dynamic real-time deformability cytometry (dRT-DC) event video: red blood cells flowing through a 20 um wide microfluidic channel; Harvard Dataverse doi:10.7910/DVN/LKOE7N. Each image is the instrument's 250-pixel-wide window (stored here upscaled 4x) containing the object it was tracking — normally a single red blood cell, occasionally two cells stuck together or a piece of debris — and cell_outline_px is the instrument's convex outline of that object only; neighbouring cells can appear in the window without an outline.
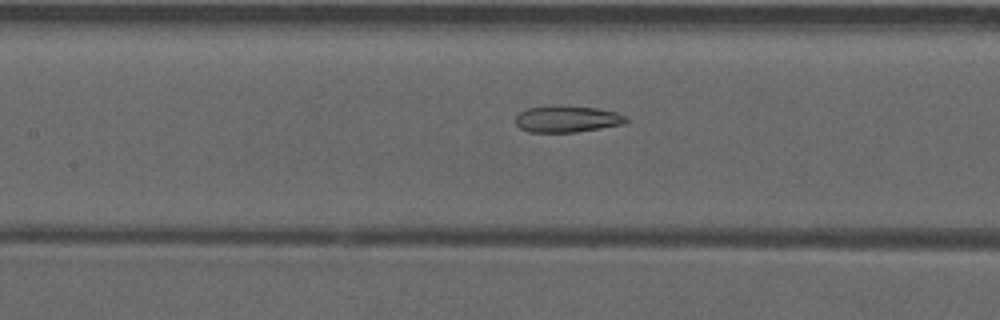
{"species": "common noctule bat (a hibernating species)", "species_latin": "Nyctalus noctula", "temperature_condition": "warm", "stored_images_in_passage": 45, "camera_frame_rate_fps": 3000, "um_per_image_px": 0.085, "animal": {"sex": "male", "forearm_length_mm": 52.5}, "frame": {"image": 1, "passage_image": 16, "time_ms": 5.0, "image_size_px": [1000, 320], "cell_outline_px": [[628, 124], [576, 132], [528, 132], [520, 128], [516, 124], [516, 116], [520, 112], [528, 108], [560, 104], [596, 108], [616, 112], [624, 116], [628, 120]], "centroid_in_image_um": [48.22, 10.11], "position_along_channel_um": 159.2, "area_um2": 17.4}}
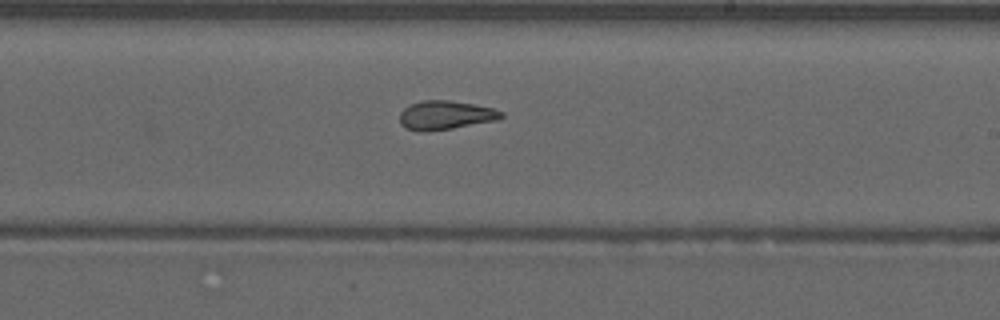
{"frame": {"image": 2, "passage_image": 23, "time_ms": 7.333, "image_size_px": [1000, 320], "cell_outline_px": [[504, 116], [500, 120], [428, 132], [420, 132], [404, 128], [400, 124], [400, 112], [404, 108], [412, 104], [424, 100], [448, 100], [472, 104], [492, 108], [504, 112]], "centroid_in_image_um": [37.87, 9.81], "position_along_channel_um": 251.1, "area_um2": 17.22}}
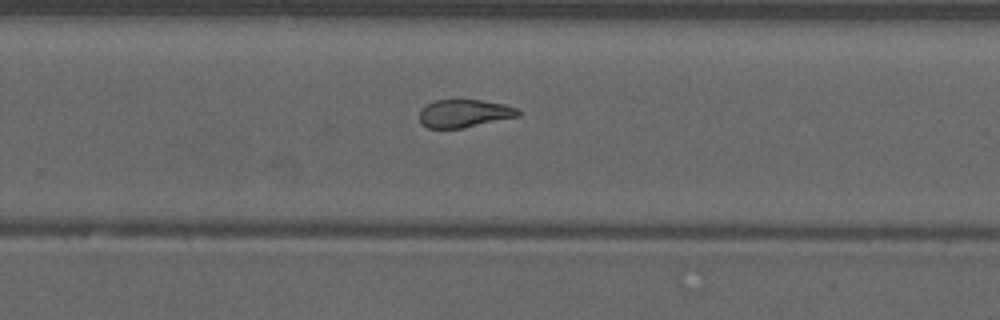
{"frame": {"image": 3, "passage_image": 26, "time_ms": 8.333, "image_size_px": [1000, 320], "cell_outline_px": [[520, 116], [460, 128], [428, 128], [420, 124], [420, 108], [424, 104], [436, 100], [456, 96], [504, 104], [516, 108], [520, 112]], "centroid_in_image_um": [39.39, 9.59], "position_along_channel_um": 290.4, "area_um2": 16.65}}